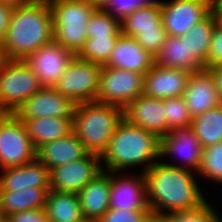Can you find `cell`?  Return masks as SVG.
<instances>
[{
  "instance_id": "681fc988",
  "label": "cell",
  "mask_w": 222,
  "mask_h": 222,
  "mask_svg": "<svg viewBox=\"0 0 222 222\" xmlns=\"http://www.w3.org/2000/svg\"><path fill=\"white\" fill-rule=\"evenodd\" d=\"M0 222H4V218H3L2 214H1V212H0Z\"/></svg>"
},
{
  "instance_id": "d590c367",
  "label": "cell",
  "mask_w": 222,
  "mask_h": 222,
  "mask_svg": "<svg viewBox=\"0 0 222 222\" xmlns=\"http://www.w3.org/2000/svg\"><path fill=\"white\" fill-rule=\"evenodd\" d=\"M166 37V30L164 29L163 24H161L157 27V30L143 31L142 34H137L134 39L155 57L163 46Z\"/></svg>"
},
{
  "instance_id": "4dcf8cb0",
  "label": "cell",
  "mask_w": 222,
  "mask_h": 222,
  "mask_svg": "<svg viewBox=\"0 0 222 222\" xmlns=\"http://www.w3.org/2000/svg\"><path fill=\"white\" fill-rule=\"evenodd\" d=\"M197 174L213 183L222 185V141L203 148L202 159Z\"/></svg>"
},
{
  "instance_id": "9a60e30c",
  "label": "cell",
  "mask_w": 222,
  "mask_h": 222,
  "mask_svg": "<svg viewBox=\"0 0 222 222\" xmlns=\"http://www.w3.org/2000/svg\"><path fill=\"white\" fill-rule=\"evenodd\" d=\"M120 174V172H111L109 208L150 211L147 204L146 183L143 173L140 175L126 173L121 174V176Z\"/></svg>"
},
{
  "instance_id": "5bb4252c",
  "label": "cell",
  "mask_w": 222,
  "mask_h": 222,
  "mask_svg": "<svg viewBox=\"0 0 222 222\" xmlns=\"http://www.w3.org/2000/svg\"><path fill=\"white\" fill-rule=\"evenodd\" d=\"M203 147L193 130L189 128L172 129L168 134L160 138V158L167 156L181 157L184 164H172L163 162L170 166L193 170L197 173L202 159ZM170 163V164H169ZM186 164V165H185ZM188 166V167H187Z\"/></svg>"
},
{
  "instance_id": "83f0119b",
  "label": "cell",
  "mask_w": 222,
  "mask_h": 222,
  "mask_svg": "<svg viewBox=\"0 0 222 222\" xmlns=\"http://www.w3.org/2000/svg\"><path fill=\"white\" fill-rule=\"evenodd\" d=\"M161 24V5L146 4L121 22V33L134 38L143 31L157 30Z\"/></svg>"
},
{
  "instance_id": "7c38bea8",
  "label": "cell",
  "mask_w": 222,
  "mask_h": 222,
  "mask_svg": "<svg viewBox=\"0 0 222 222\" xmlns=\"http://www.w3.org/2000/svg\"><path fill=\"white\" fill-rule=\"evenodd\" d=\"M161 20L167 36H184L210 14L209 0L161 1Z\"/></svg>"
},
{
  "instance_id": "30bf717a",
  "label": "cell",
  "mask_w": 222,
  "mask_h": 222,
  "mask_svg": "<svg viewBox=\"0 0 222 222\" xmlns=\"http://www.w3.org/2000/svg\"><path fill=\"white\" fill-rule=\"evenodd\" d=\"M76 106L73 100L59 93L54 87L43 86L24 102L15 115L22 122L35 118L58 117L73 123Z\"/></svg>"
},
{
  "instance_id": "7dc6e473",
  "label": "cell",
  "mask_w": 222,
  "mask_h": 222,
  "mask_svg": "<svg viewBox=\"0 0 222 222\" xmlns=\"http://www.w3.org/2000/svg\"><path fill=\"white\" fill-rule=\"evenodd\" d=\"M210 6L222 5V0H209Z\"/></svg>"
},
{
  "instance_id": "d4e9b609",
  "label": "cell",
  "mask_w": 222,
  "mask_h": 222,
  "mask_svg": "<svg viewBox=\"0 0 222 222\" xmlns=\"http://www.w3.org/2000/svg\"><path fill=\"white\" fill-rule=\"evenodd\" d=\"M45 212L49 222H83L77 194L50 190L47 193Z\"/></svg>"
},
{
  "instance_id": "8d00e7d4",
  "label": "cell",
  "mask_w": 222,
  "mask_h": 222,
  "mask_svg": "<svg viewBox=\"0 0 222 222\" xmlns=\"http://www.w3.org/2000/svg\"><path fill=\"white\" fill-rule=\"evenodd\" d=\"M150 211H131L109 208L97 222H146Z\"/></svg>"
},
{
  "instance_id": "2e32d148",
  "label": "cell",
  "mask_w": 222,
  "mask_h": 222,
  "mask_svg": "<svg viewBox=\"0 0 222 222\" xmlns=\"http://www.w3.org/2000/svg\"><path fill=\"white\" fill-rule=\"evenodd\" d=\"M123 117L160 138L167 134L165 99L141 94L123 109Z\"/></svg>"
},
{
  "instance_id": "8992f818",
  "label": "cell",
  "mask_w": 222,
  "mask_h": 222,
  "mask_svg": "<svg viewBox=\"0 0 222 222\" xmlns=\"http://www.w3.org/2000/svg\"><path fill=\"white\" fill-rule=\"evenodd\" d=\"M43 85L24 60L0 64V112L13 113Z\"/></svg>"
},
{
  "instance_id": "60d3db41",
  "label": "cell",
  "mask_w": 222,
  "mask_h": 222,
  "mask_svg": "<svg viewBox=\"0 0 222 222\" xmlns=\"http://www.w3.org/2000/svg\"><path fill=\"white\" fill-rule=\"evenodd\" d=\"M215 81V86L222 102V65H215L207 68Z\"/></svg>"
},
{
  "instance_id": "d6986e66",
  "label": "cell",
  "mask_w": 222,
  "mask_h": 222,
  "mask_svg": "<svg viewBox=\"0 0 222 222\" xmlns=\"http://www.w3.org/2000/svg\"><path fill=\"white\" fill-rule=\"evenodd\" d=\"M0 189L16 192L30 187L43 188L50 191L49 169L37 158L33 161L17 166L0 169Z\"/></svg>"
},
{
  "instance_id": "3957f363",
  "label": "cell",
  "mask_w": 222,
  "mask_h": 222,
  "mask_svg": "<svg viewBox=\"0 0 222 222\" xmlns=\"http://www.w3.org/2000/svg\"><path fill=\"white\" fill-rule=\"evenodd\" d=\"M159 158L160 137L123 118L112 134L107 150L101 156L102 170H122L126 173V169L139 165L143 168L141 172L144 173Z\"/></svg>"
},
{
  "instance_id": "277c9868",
  "label": "cell",
  "mask_w": 222,
  "mask_h": 222,
  "mask_svg": "<svg viewBox=\"0 0 222 222\" xmlns=\"http://www.w3.org/2000/svg\"><path fill=\"white\" fill-rule=\"evenodd\" d=\"M123 118L120 107L96 101L80 103L75 109L72 130L88 153L102 156Z\"/></svg>"
},
{
  "instance_id": "603a6c76",
  "label": "cell",
  "mask_w": 222,
  "mask_h": 222,
  "mask_svg": "<svg viewBox=\"0 0 222 222\" xmlns=\"http://www.w3.org/2000/svg\"><path fill=\"white\" fill-rule=\"evenodd\" d=\"M88 152L73 132L68 136L51 141L36 150V158L49 170L84 158Z\"/></svg>"
},
{
  "instance_id": "7a4b0ae2",
  "label": "cell",
  "mask_w": 222,
  "mask_h": 222,
  "mask_svg": "<svg viewBox=\"0 0 222 222\" xmlns=\"http://www.w3.org/2000/svg\"><path fill=\"white\" fill-rule=\"evenodd\" d=\"M52 42L54 27L48 0L12 8L7 33L1 43L4 60H25Z\"/></svg>"
},
{
  "instance_id": "52a82bcc",
  "label": "cell",
  "mask_w": 222,
  "mask_h": 222,
  "mask_svg": "<svg viewBox=\"0 0 222 222\" xmlns=\"http://www.w3.org/2000/svg\"><path fill=\"white\" fill-rule=\"evenodd\" d=\"M102 66L75 55L54 88L76 104L96 100Z\"/></svg>"
},
{
  "instance_id": "e0dca14e",
  "label": "cell",
  "mask_w": 222,
  "mask_h": 222,
  "mask_svg": "<svg viewBox=\"0 0 222 222\" xmlns=\"http://www.w3.org/2000/svg\"><path fill=\"white\" fill-rule=\"evenodd\" d=\"M191 74L154 64L144 75L143 94L160 99L183 96Z\"/></svg>"
},
{
  "instance_id": "6da1fadb",
  "label": "cell",
  "mask_w": 222,
  "mask_h": 222,
  "mask_svg": "<svg viewBox=\"0 0 222 222\" xmlns=\"http://www.w3.org/2000/svg\"><path fill=\"white\" fill-rule=\"evenodd\" d=\"M159 161L143 173L147 204L153 216L191 210L207 201L196 172Z\"/></svg>"
},
{
  "instance_id": "f6af8a7d",
  "label": "cell",
  "mask_w": 222,
  "mask_h": 222,
  "mask_svg": "<svg viewBox=\"0 0 222 222\" xmlns=\"http://www.w3.org/2000/svg\"><path fill=\"white\" fill-rule=\"evenodd\" d=\"M146 222H164L162 217H157V216H153L151 215Z\"/></svg>"
},
{
  "instance_id": "ba28073f",
  "label": "cell",
  "mask_w": 222,
  "mask_h": 222,
  "mask_svg": "<svg viewBox=\"0 0 222 222\" xmlns=\"http://www.w3.org/2000/svg\"><path fill=\"white\" fill-rule=\"evenodd\" d=\"M35 158L25 123L13 113L0 114V168L21 166Z\"/></svg>"
},
{
  "instance_id": "b9f144b4",
  "label": "cell",
  "mask_w": 222,
  "mask_h": 222,
  "mask_svg": "<svg viewBox=\"0 0 222 222\" xmlns=\"http://www.w3.org/2000/svg\"><path fill=\"white\" fill-rule=\"evenodd\" d=\"M210 14L214 18L215 26L222 28V5L210 6Z\"/></svg>"
},
{
  "instance_id": "4fadbf2b",
  "label": "cell",
  "mask_w": 222,
  "mask_h": 222,
  "mask_svg": "<svg viewBox=\"0 0 222 222\" xmlns=\"http://www.w3.org/2000/svg\"><path fill=\"white\" fill-rule=\"evenodd\" d=\"M74 56L73 52L52 42L33 52L24 61L43 86L54 87Z\"/></svg>"
},
{
  "instance_id": "7bdbcfd3",
  "label": "cell",
  "mask_w": 222,
  "mask_h": 222,
  "mask_svg": "<svg viewBox=\"0 0 222 222\" xmlns=\"http://www.w3.org/2000/svg\"><path fill=\"white\" fill-rule=\"evenodd\" d=\"M33 1H36V0H0V3L8 5L11 8H17L19 6H24L29 3H32Z\"/></svg>"
},
{
  "instance_id": "ee69618b",
  "label": "cell",
  "mask_w": 222,
  "mask_h": 222,
  "mask_svg": "<svg viewBox=\"0 0 222 222\" xmlns=\"http://www.w3.org/2000/svg\"><path fill=\"white\" fill-rule=\"evenodd\" d=\"M81 1L86 2L88 5H91L96 9H101L107 3V0H81Z\"/></svg>"
},
{
  "instance_id": "8fae6325",
  "label": "cell",
  "mask_w": 222,
  "mask_h": 222,
  "mask_svg": "<svg viewBox=\"0 0 222 222\" xmlns=\"http://www.w3.org/2000/svg\"><path fill=\"white\" fill-rule=\"evenodd\" d=\"M102 171L101 156L88 153L78 161L50 169V190L77 194Z\"/></svg>"
},
{
  "instance_id": "44dd1931",
  "label": "cell",
  "mask_w": 222,
  "mask_h": 222,
  "mask_svg": "<svg viewBox=\"0 0 222 222\" xmlns=\"http://www.w3.org/2000/svg\"><path fill=\"white\" fill-rule=\"evenodd\" d=\"M110 185L111 172L103 170L77 193L85 220L97 222L109 209Z\"/></svg>"
},
{
  "instance_id": "4316f807",
  "label": "cell",
  "mask_w": 222,
  "mask_h": 222,
  "mask_svg": "<svg viewBox=\"0 0 222 222\" xmlns=\"http://www.w3.org/2000/svg\"><path fill=\"white\" fill-rule=\"evenodd\" d=\"M193 130L203 148L222 141V104L192 118Z\"/></svg>"
},
{
  "instance_id": "ac0fdd59",
  "label": "cell",
  "mask_w": 222,
  "mask_h": 222,
  "mask_svg": "<svg viewBox=\"0 0 222 222\" xmlns=\"http://www.w3.org/2000/svg\"><path fill=\"white\" fill-rule=\"evenodd\" d=\"M183 98L192 118L222 104L214 78L207 69L191 74Z\"/></svg>"
},
{
  "instance_id": "ffe728a7",
  "label": "cell",
  "mask_w": 222,
  "mask_h": 222,
  "mask_svg": "<svg viewBox=\"0 0 222 222\" xmlns=\"http://www.w3.org/2000/svg\"><path fill=\"white\" fill-rule=\"evenodd\" d=\"M154 65V56L145 50L133 37L122 33L118 36L107 67L141 73L143 75Z\"/></svg>"
},
{
  "instance_id": "d6a6232c",
  "label": "cell",
  "mask_w": 222,
  "mask_h": 222,
  "mask_svg": "<svg viewBox=\"0 0 222 222\" xmlns=\"http://www.w3.org/2000/svg\"><path fill=\"white\" fill-rule=\"evenodd\" d=\"M165 121L167 122V134L172 129L191 126L192 116L183 96L165 99Z\"/></svg>"
},
{
  "instance_id": "7402d4cb",
  "label": "cell",
  "mask_w": 222,
  "mask_h": 222,
  "mask_svg": "<svg viewBox=\"0 0 222 222\" xmlns=\"http://www.w3.org/2000/svg\"><path fill=\"white\" fill-rule=\"evenodd\" d=\"M154 64L186 70L192 74L205 69V66L190 52L186 35L167 36L163 46L154 57Z\"/></svg>"
},
{
  "instance_id": "5b68a950",
  "label": "cell",
  "mask_w": 222,
  "mask_h": 222,
  "mask_svg": "<svg viewBox=\"0 0 222 222\" xmlns=\"http://www.w3.org/2000/svg\"><path fill=\"white\" fill-rule=\"evenodd\" d=\"M54 42L77 55L87 41V23L96 10L81 0H48Z\"/></svg>"
},
{
  "instance_id": "f1b7e54d",
  "label": "cell",
  "mask_w": 222,
  "mask_h": 222,
  "mask_svg": "<svg viewBox=\"0 0 222 222\" xmlns=\"http://www.w3.org/2000/svg\"><path fill=\"white\" fill-rule=\"evenodd\" d=\"M215 28V21L211 14H209L200 23L195 24L186 32V39H188V46L190 52L205 66L208 60V53L210 49L211 37L213 29Z\"/></svg>"
},
{
  "instance_id": "f35d334b",
  "label": "cell",
  "mask_w": 222,
  "mask_h": 222,
  "mask_svg": "<svg viewBox=\"0 0 222 222\" xmlns=\"http://www.w3.org/2000/svg\"><path fill=\"white\" fill-rule=\"evenodd\" d=\"M4 222H49L44 208L31 209L11 214Z\"/></svg>"
},
{
  "instance_id": "74e56055",
  "label": "cell",
  "mask_w": 222,
  "mask_h": 222,
  "mask_svg": "<svg viewBox=\"0 0 222 222\" xmlns=\"http://www.w3.org/2000/svg\"><path fill=\"white\" fill-rule=\"evenodd\" d=\"M222 65V28L215 26L212 32L208 60L205 63V69Z\"/></svg>"
},
{
  "instance_id": "f907efd6",
  "label": "cell",
  "mask_w": 222,
  "mask_h": 222,
  "mask_svg": "<svg viewBox=\"0 0 222 222\" xmlns=\"http://www.w3.org/2000/svg\"><path fill=\"white\" fill-rule=\"evenodd\" d=\"M222 217L220 216L217 220H216V222H222V219H221Z\"/></svg>"
},
{
  "instance_id": "484cf974",
  "label": "cell",
  "mask_w": 222,
  "mask_h": 222,
  "mask_svg": "<svg viewBox=\"0 0 222 222\" xmlns=\"http://www.w3.org/2000/svg\"><path fill=\"white\" fill-rule=\"evenodd\" d=\"M47 191L30 187L16 192L0 189V212L3 218L18 212L45 207Z\"/></svg>"
},
{
  "instance_id": "1f68e13d",
  "label": "cell",
  "mask_w": 222,
  "mask_h": 222,
  "mask_svg": "<svg viewBox=\"0 0 222 222\" xmlns=\"http://www.w3.org/2000/svg\"><path fill=\"white\" fill-rule=\"evenodd\" d=\"M87 37H118L121 23L102 9H96L87 23Z\"/></svg>"
},
{
  "instance_id": "cb8c5ba5",
  "label": "cell",
  "mask_w": 222,
  "mask_h": 222,
  "mask_svg": "<svg viewBox=\"0 0 222 222\" xmlns=\"http://www.w3.org/2000/svg\"><path fill=\"white\" fill-rule=\"evenodd\" d=\"M24 123L35 150L73 132L72 122L64 118H35Z\"/></svg>"
},
{
  "instance_id": "f546056e",
  "label": "cell",
  "mask_w": 222,
  "mask_h": 222,
  "mask_svg": "<svg viewBox=\"0 0 222 222\" xmlns=\"http://www.w3.org/2000/svg\"><path fill=\"white\" fill-rule=\"evenodd\" d=\"M118 37H90L77 54L80 59L104 66L115 47Z\"/></svg>"
},
{
  "instance_id": "836d02e7",
  "label": "cell",
  "mask_w": 222,
  "mask_h": 222,
  "mask_svg": "<svg viewBox=\"0 0 222 222\" xmlns=\"http://www.w3.org/2000/svg\"><path fill=\"white\" fill-rule=\"evenodd\" d=\"M211 203L206 201L197 208L165 214L162 219L164 222H216L220 217Z\"/></svg>"
},
{
  "instance_id": "bcb514c9",
  "label": "cell",
  "mask_w": 222,
  "mask_h": 222,
  "mask_svg": "<svg viewBox=\"0 0 222 222\" xmlns=\"http://www.w3.org/2000/svg\"><path fill=\"white\" fill-rule=\"evenodd\" d=\"M162 0H143L145 4H160Z\"/></svg>"
},
{
  "instance_id": "c3c4849f",
  "label": "cell",
  "mask_w": 222,
  "mask_h": 222,
  "mask_svg": "<svg viewBox=\"0 0 222 222\" xmlns=\"http://www.w3.org/2000/svg\"><path fill=\"white\" fill-rule=\"evenodd\" d=\"M4 61V56L2 54V48H1V44H0V64Z\"/></svg>"
},
{
  "instance_id": "ab89813d",
  "label": "cell",
  "mask_w": 222,
  "mask_h": 222,
  "mask_svg": "<svg viewBox=\"0 0 222 222\" xmlns=\"http://www.w3.org/2000/svg\"><path fill=\"white\" fill-rule=\"evenodd\" d=\"M11 12L12 8L10 6L0 3V44L7 33Z\"/></svg>"
},
{
  "instance_id": "e575fe53",
  "label": "cell",
  "mask_w": 222,
  "mask_h": 222,
  "mask_svg": "<svg viewBox=\"0 0 222 222\" xmlns=\"http://www.w3.org/2000/svg\"><path fill=\"white\" fill-rule=\"evenodd\" d=\"M145 5L143 0H107L101 9L121 23L128 15Z\"/></svg>"
},
{
  "instance_id": "9c48e42d",
  "label": "cell",
  "mask_w": 222,
  "mask_h": 222,
  "mask_svg": "<svg viewBox=\"0 0 222 222\" xmlns=\"http://www.w3.org/2000/svg\"><path fill=\"white\" fill-rule=\"evenodd\" d=\"M144 75L137 72L102 66L96 102L124 109L143 94Z\"/></svg>"
}]
</instances>
